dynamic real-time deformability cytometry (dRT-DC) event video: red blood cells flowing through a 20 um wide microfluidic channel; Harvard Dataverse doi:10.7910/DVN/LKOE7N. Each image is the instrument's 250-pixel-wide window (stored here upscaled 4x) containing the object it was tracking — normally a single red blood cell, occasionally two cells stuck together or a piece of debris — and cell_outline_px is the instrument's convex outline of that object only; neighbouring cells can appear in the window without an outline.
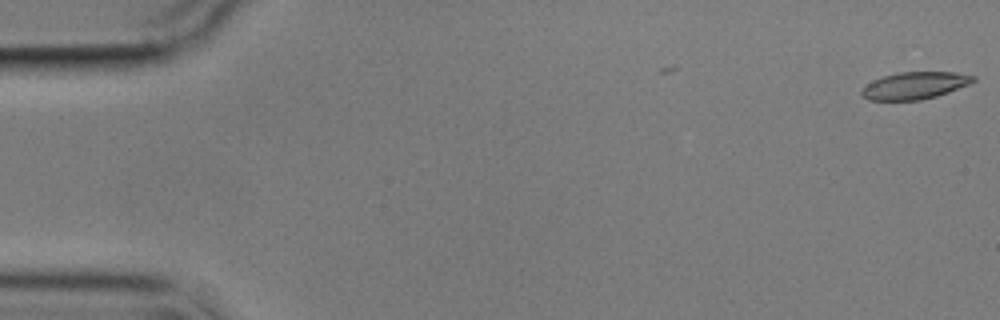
{"species": "common noctule bat (a hibernating species)", "species_latin": "Nyctalus noctula", "temperature_condition": "cold", "stored_images_in_passage": 8, "camera_frame_rate_fps": 3000, "um_per_image_px": 0.085, "animal": {"sex": "male", "body_mass_g": 17.9}, "frame": {"image": 1, "passage_image": 1, "time_ms": 0.0, "image_size_px": [1000, 320], "cell_outline_px": [[976, 80], [968, 84], [948, 92], [936, 96], [920, 100], [868, 100], [860, 96], [860, 92], [872, 80], [884, 76], [900, 72], [956, 72], [976, 76]], "centroid_in_image_um": [77.74, 7.27], "position_along_channel_um": 7.3, "area_um2": 17.57}}